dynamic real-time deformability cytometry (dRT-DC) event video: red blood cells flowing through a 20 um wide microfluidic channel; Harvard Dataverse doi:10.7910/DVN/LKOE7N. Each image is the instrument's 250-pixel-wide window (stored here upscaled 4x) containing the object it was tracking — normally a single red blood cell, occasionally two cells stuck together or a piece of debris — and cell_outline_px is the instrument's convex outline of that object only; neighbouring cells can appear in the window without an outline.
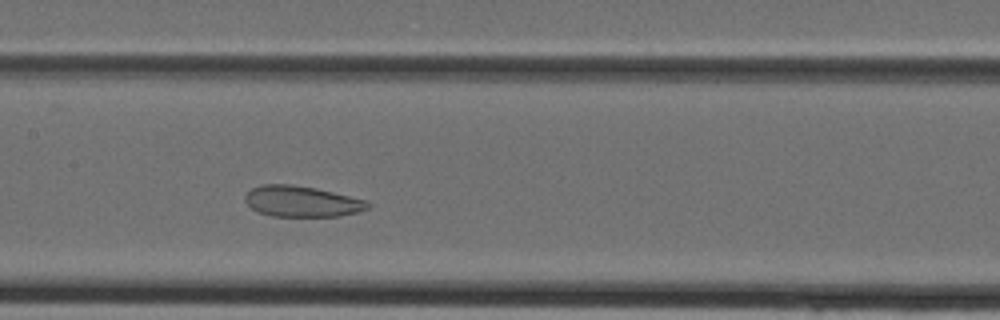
{"species": "Egyptian fruit bat (a non-hibernating species)", "species_latin": "Rousettus aegyptiacus", "temperature_condition": "cold", "stored_images_in_passage": 33, "camera_frame_rate_fps": 3000, "um_per_image_px": 0.085, "animal": {"sex": "female"}, "frame": {"image": 1, "passage_image": 13, "time_ms": 4.0, "image_size_px": [1000, 320], "cell_outline_px": [[372, 204], [368, 208], [360, 212], [340, 216], [272, 216], [260, 212], [252, 208], [244, 200], [244, 196], [252, 188], [264, 184], [288, 184], [316, 188], [368, 200]], "centroid_in_image_um": [25.7, 17.12], "position_along_channel_um": 181.7, "area_um2": 22.14}}
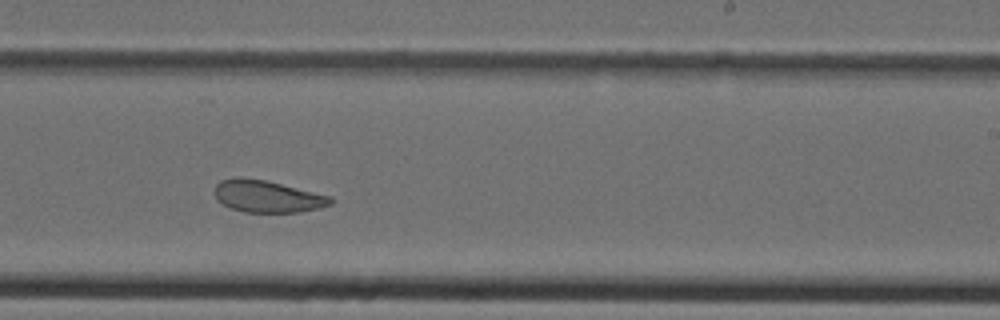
{"frame": {"image": 2, "passage_image": 18, "time_ms": 5.667, "image_size_px": [1000, 320], "cell_outline_px": [[332, 204], [320, 208], [300, 212], [244, 212], [232, 208], [216, 200], [216, 184], [220, 180], [236, 176], [240, 176], [264, 180], [332, 196]], "centroid_in_image_um": [22.73, 16.69], "position_along_channel_um": 266.3, "area_um2": 21.62}}
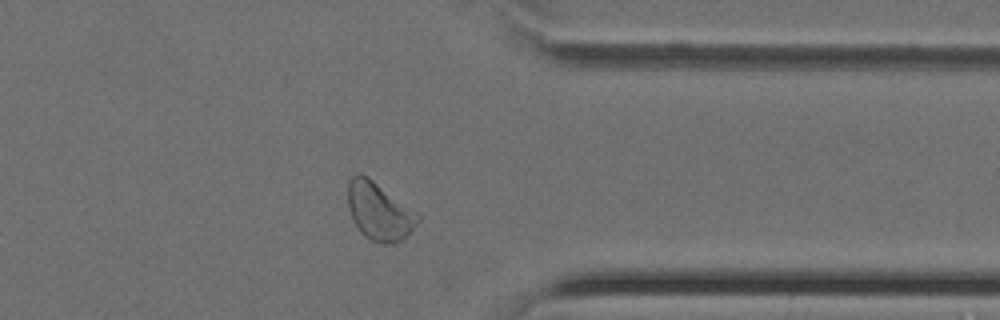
{"frame": {"image": 3, "passage_image": 25, "time_ms": 8.0, "image_size_px": [1000, 320], "cell_outline_px": [[420, 220], [404, 240], [392, 244], [380, 244], [364, 236], [360, 232], [348, 208], [348, 180], [352, 176], [360, 172], [368, 176], [420, 212]], "centroid_in_image_um": [32.28, 17.95], "position_along_channel_um": 379.1, "area_um2": 24.16}}